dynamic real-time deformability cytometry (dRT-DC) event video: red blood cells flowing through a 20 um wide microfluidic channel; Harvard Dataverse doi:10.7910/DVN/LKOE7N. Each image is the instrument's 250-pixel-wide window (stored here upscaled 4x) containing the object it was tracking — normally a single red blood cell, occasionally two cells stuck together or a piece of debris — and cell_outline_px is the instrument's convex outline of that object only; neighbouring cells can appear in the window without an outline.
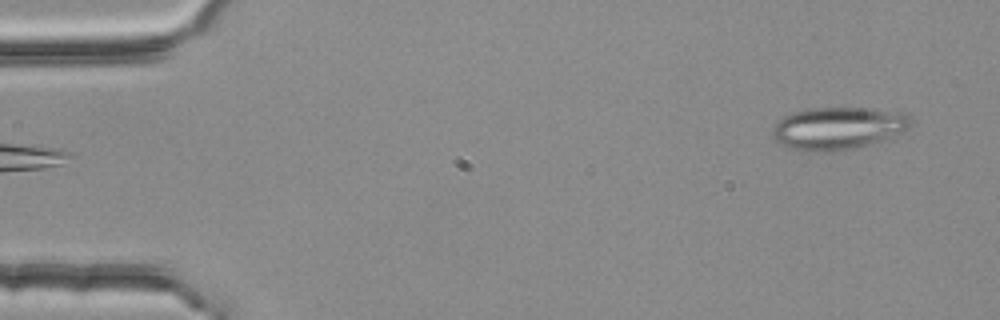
{"species": "common noctule bat (a hibernating species)", "species_latin": "Nyctalus noctula", "temperature_condition": "room temperature", "stored_images_in_passage": 4, "segment_of_instrument_passage": [2, 2], "camera_frame_rate_fps": 3000, "um_per_image_px": 0.085, "animal": {"sex": "female", "body_mass_g": 25.1}, "frame": {"image": 1, "passage_image": 4, "time_ms": 1.0, "image_size_px": [1000, 320], "cell_outline_px": [[916, 120], [908, 128], [884, 140], [856, 148], [832, 152], [804, 152], [792, 148], [776, 140], [772, 132], [772, 128], [776, 120], [792, 112], [808, 108], [868, 108], [908, 112]], "centroid_in_image_um": [71.28, 10.89], "position_along_channel_um": 13.7, "area_um2": 34.85}}